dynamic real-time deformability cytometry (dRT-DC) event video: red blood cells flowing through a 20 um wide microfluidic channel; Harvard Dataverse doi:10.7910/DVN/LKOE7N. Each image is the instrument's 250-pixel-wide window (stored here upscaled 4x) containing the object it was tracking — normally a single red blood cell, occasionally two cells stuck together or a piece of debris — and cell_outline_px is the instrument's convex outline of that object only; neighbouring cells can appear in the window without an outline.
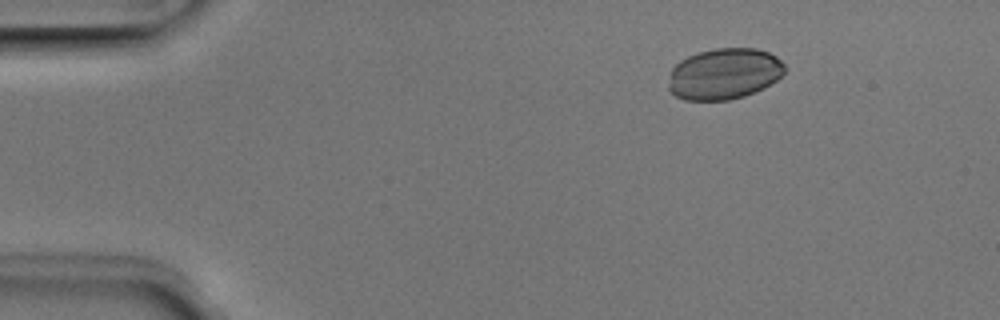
{"species": "Egyptian fruit bat (a non-hibernating species)", "species_latin": "Rousettus aegyptiacus", "temperature_condition": "room temperature", "stored_images_in_passage": 6, "camera_frame_rate_fps": 3000, "um_per_image_px": 0.085, "animal": {"sex": "male"}, "frame": {"image": 1, "passage_image": 3, "time_ms": 0.667, "image_size_px": [1000, 320], "cell_outline_px": [[784, 72], [776, 80], [764, 88], [744, 96], [728, 100], [684, 100], [676, 96], [668, 88], [668, 84], [672, 68], [680, 60], [696, 52], [716, 48], [756, 48], [768, 52], [776, 56], [784, 64]], "centroid_in_image_um": [61.54, 6.27], "position_along_channel_um": 23.5, "area_um2": 34.68}}